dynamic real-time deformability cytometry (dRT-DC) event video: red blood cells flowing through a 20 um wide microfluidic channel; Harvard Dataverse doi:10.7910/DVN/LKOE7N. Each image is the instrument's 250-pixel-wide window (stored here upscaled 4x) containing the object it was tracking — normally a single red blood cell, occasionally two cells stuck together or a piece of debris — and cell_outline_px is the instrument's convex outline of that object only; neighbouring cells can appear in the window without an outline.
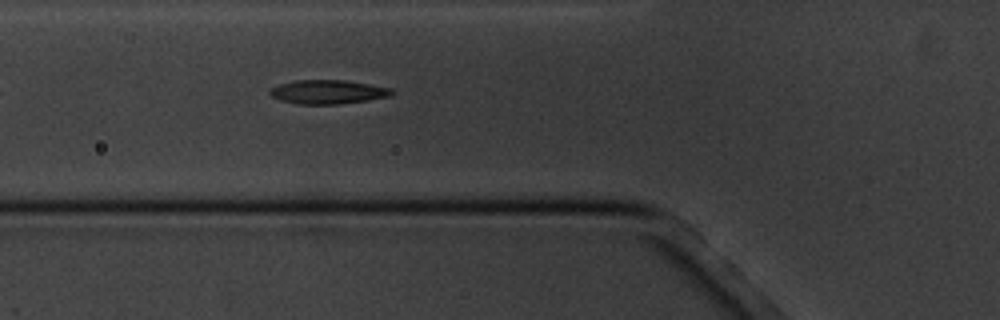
{"species": "common noctule bat (a hibernating species)", "species_latin": "Nyctalus noctula", "temperature_condition": "cold", "stored_images_in_passage": 2, "camera_frame_rate_fps": 3000, "um_per_image_px": 0.085, "animal": {"sex": "male", "body_mass_g": 20.1, "forearm_length_mm": 53.5}, "frame": {"image": 1, "passage_image": 2, "time_ms": 1.0, "image_size_px": [1000, 320], "cell_outline_px": [[396, 92], [392, 96], [368, 100], [336, 104], [296, 104], [280, 100], [272, 96], [268, 92], [272, 88], [280, 84], [296, 80], [344, 80], [392, 88]], "centroid_in_image_um": [27.9, 7.81], "position_along_channel_um": 97.9, "area_um2": 16.99}}